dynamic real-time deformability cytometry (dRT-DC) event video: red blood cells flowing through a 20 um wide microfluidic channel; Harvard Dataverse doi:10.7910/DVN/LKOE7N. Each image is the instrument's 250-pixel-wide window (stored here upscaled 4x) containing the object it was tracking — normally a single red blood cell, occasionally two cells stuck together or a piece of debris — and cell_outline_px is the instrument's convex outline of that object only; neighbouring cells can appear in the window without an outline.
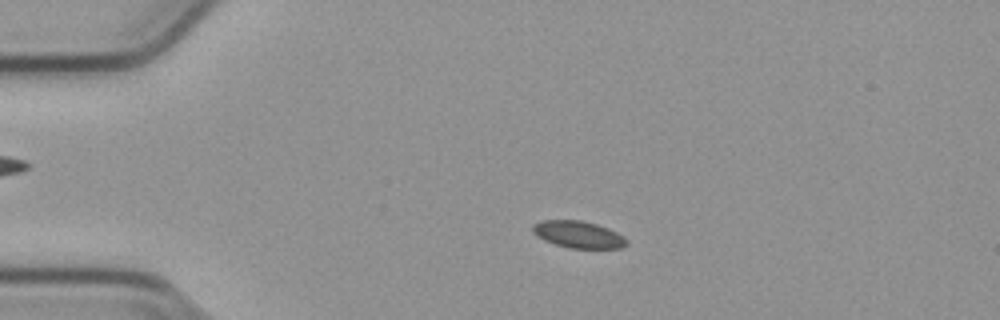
{"species": "common noctule bat (a hibernating species)", "species_latin": "Nyctalus noctula", "temperature_condition": "cold", "stored_images_in_passage": 54, "camera_frame_rate_fps": 3000, "um_per_image_px": 0.085, "animal": {"sex": "male", "body_mass_g": 23.1, "forearm_length_mm": 52.7}, "frame": {"image": 1, "passage_image": 11, "time_ms": 3.333, "image_size_px": [1000, 320], "cell_outline_px": [[628, 244], [620, 248], [568, 248], [544, 240], [536, 236], [532, 232], [532, 224], [540, 220], [580, 220], [596, 224], [608, 228], [624, 236], [628, 240]], "centroid_in_image_um": [49.14, 19.93], "position_along_channel_um": 35.9, "area_um2": 14.85}}
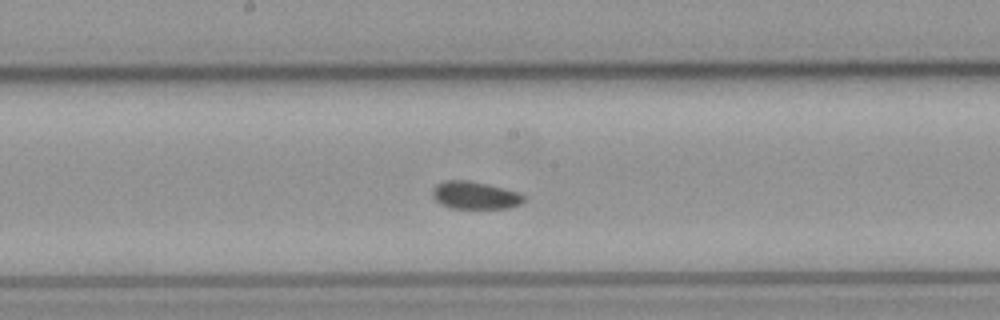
{"frame": {"image": 2, "passage_image": 28, "time_ms": 9.0, "image_size_px": [1000, 320], "cell_outline_px": [[524, 200], [520, 204], [508, 208], [452, 208], [440, 204], [432, 196], [432, 188], [436, 184], [444, 180], [468, 180], [488, 184], [520, 192], [524, 196]], "centroid_in_image_um": [40.35, 16.59], "position_along_channel_um": 207.8, "area_um2": 14.8}}
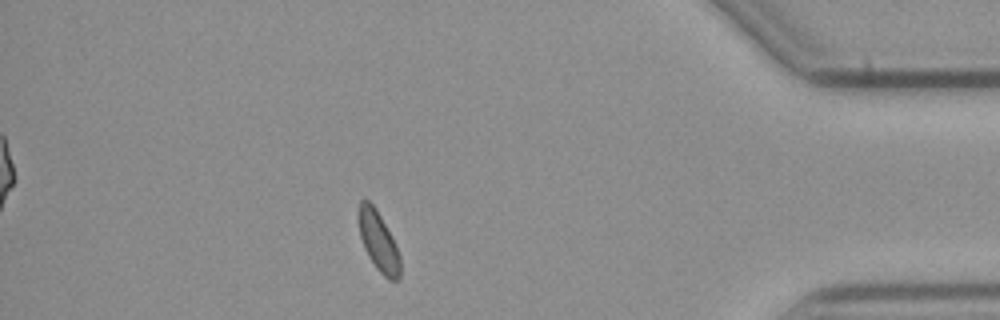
{"frame": {"image": 3, "passage_image": 47, "time_ms": 15.333, "image_size_px": [1000, 320], "cell_outline_px": [[400, 280], [388, 280], [376, 268], [368, 256], [364, 248], [360, 236], [360, 200], [368, 200], [376, 208], [392, 236], [396, 244], [400, 256]], "centroid_in_image_um": [32.21, 20.57], "position_along_channel_um": 403.0, "area_um2": 14.28}}